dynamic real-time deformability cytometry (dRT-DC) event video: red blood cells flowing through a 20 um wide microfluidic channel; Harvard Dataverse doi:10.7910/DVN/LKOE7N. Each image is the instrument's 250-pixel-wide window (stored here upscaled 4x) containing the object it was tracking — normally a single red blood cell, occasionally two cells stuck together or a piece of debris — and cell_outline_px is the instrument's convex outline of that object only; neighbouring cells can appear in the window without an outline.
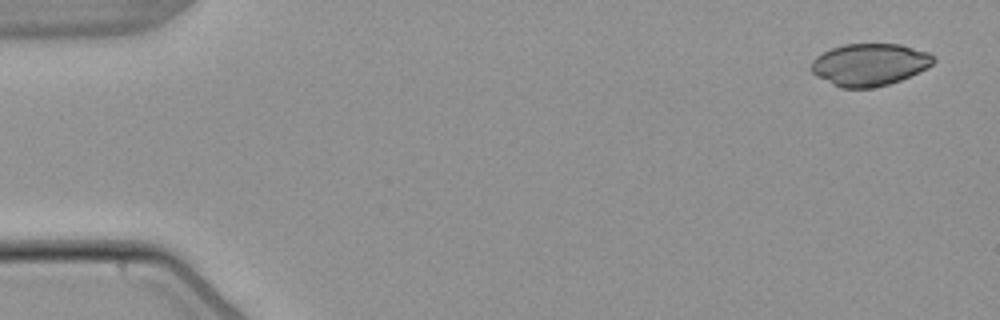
{"species": "common noctule bat (a hibernating species)", "species_latin": "Nyctalus noctula", "temperature_condition": "warm", "stored_images_in_passage": 6, "camera_frame_rate_fps": 3000, "um_per_image_px": 0.085, "animal": {"sex": "male", "body_mass_g": 21.5, "forearm_length_mm": 52.0}, "frame": {"image": 1, "passage_image": 1, "time_ms": 0.0, "image_size_px": [1000, 320], "cell_outline_px": [[936, 60], [932, 64], [900, 80], [888, 84], [872, 88], [840, 88], [816, 76], [812, 72], [812, 60], [816, 56], [832, 48], [844, 44], [900, 44], [928, 52], [936, 56]], "centroid_in_image_um": [73.9, 5.48], "position_along_channel_um": 11.1, "area_um2": 29.88}}
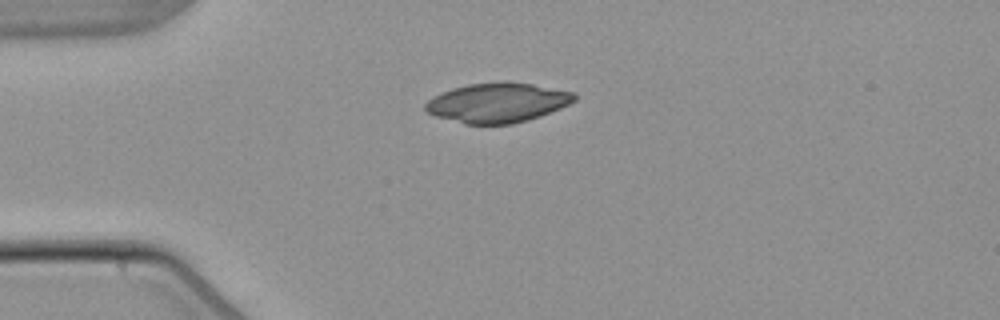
{"frame": {"image": 2, "passage_image": 4, "time_ms": 3.667, "image_size_px": [1000, 320], "cell_outline_px": [[576, 100], [560, 108], [540, 116], [528, 120], [512, 124], [464, 124], [436, 116], [428, 112], [424, 108], [424, 104], [428, 100], [452, 88], [468, 84], [504, 80], [508, 80], [532, 84], [576, 92]], "centroid_in_image_um": [42.31, 8.71], "position_along_channel_um": 42.7, "area_um2": 34.56}}